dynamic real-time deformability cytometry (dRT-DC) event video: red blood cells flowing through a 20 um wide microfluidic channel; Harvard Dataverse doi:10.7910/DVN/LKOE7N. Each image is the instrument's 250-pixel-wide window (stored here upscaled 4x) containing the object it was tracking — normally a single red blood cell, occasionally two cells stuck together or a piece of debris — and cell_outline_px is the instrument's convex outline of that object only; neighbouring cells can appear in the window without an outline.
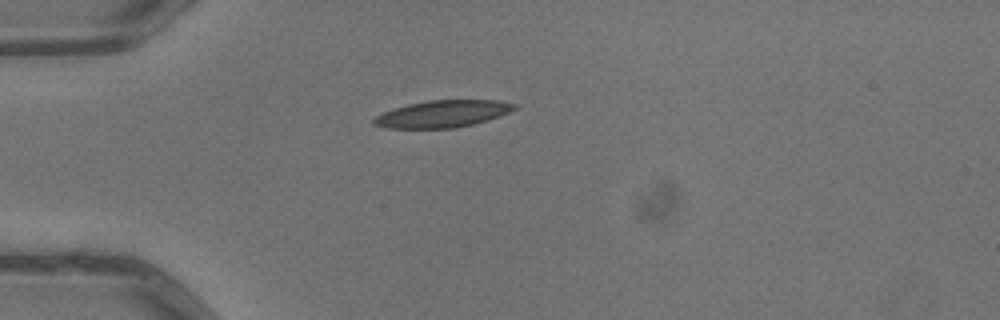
{"species": "common noctule bat (a hibernating species)", "species_latin": "Nyctalus noctula", "temperature_condition": "warm", "stored_images_in_passage": 4, "camera_frame_rate_fps": 3000, "um_per_image_px": 0.085, "animal": {"sex": "male", "body_mass_g": 13.3}, "frame": {"image": 1, "passage_image": 4, "time_ms": 1.0, "image_size_px": [1000, 320], "cell_outline_px": [[520, 108], [500, 116], [488, 120], [472, 124], [452, 128], [388, 128], [372, 124], [372, 120], [376, 116], [392, 108], [408, 104], [428, 100], [496, 100], [516, 104]], "centroid_in_image_um": [37.64, 9.67], "position_along_channel_um": 47.4, "area_um2": 22.2}}